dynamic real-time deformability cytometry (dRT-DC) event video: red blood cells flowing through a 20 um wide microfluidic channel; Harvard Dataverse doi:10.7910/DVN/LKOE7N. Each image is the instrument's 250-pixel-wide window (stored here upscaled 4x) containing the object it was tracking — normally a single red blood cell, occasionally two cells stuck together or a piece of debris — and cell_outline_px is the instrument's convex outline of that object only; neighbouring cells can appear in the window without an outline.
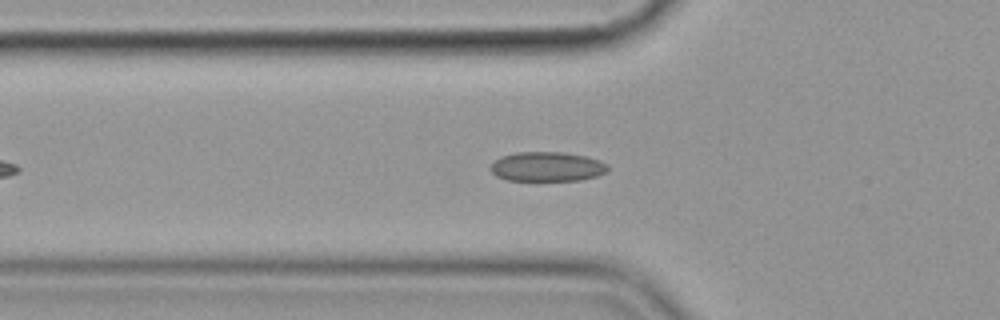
{"species": "common noctule bat (a hibernating species)", "species_latin": "Nyctalus noctula", "temperature_condition": "cold", "stored_images_in_passage": 43, "camera_frame_rate_fps": 3000, "um_per_image_px": 0.085, "animal": {"sex": "female", "body_mass_g": 19.9}, "frame": {"image": 1, "passage_image": 13, "time_ms": 4.0, "image_size_px": [1000, 320], "cell_outline_px": [[608, 168], [604, 172], [596, 176], [580, 180], [508, 180], [496, 176], [488, 168], [500, 156], [516, 152], [564, 152], [584, 156], [600, 160], [608, 164]], "centroid_in_image_um": [46.48, 14.15], "position_along_channel_um": 79.3, "area_um2": 20.11}}
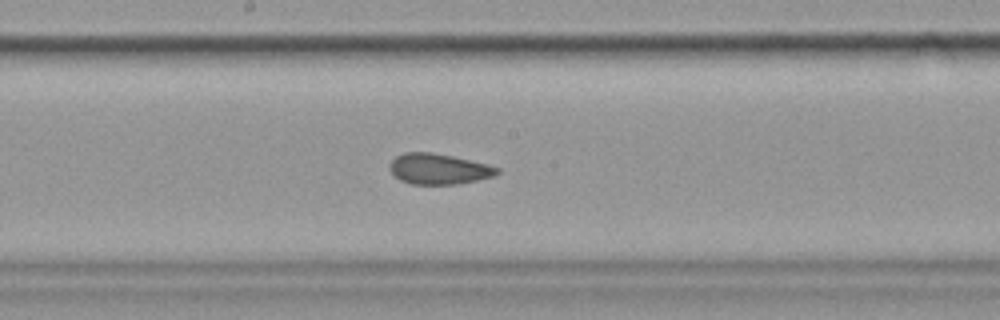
{"frame": {"image": 2, "passage_image": 24, "time_ms": 7.667, "image_size_px": [1000, 320], "cell_outline_px": [[500, 172], [496, 176], [456, 184], [412, 184], [400, 180], [392, 172], [392, 160], [396, 156], [404, 152], [432, 152], [452, 156], [488, 164], [500, 168]], "centroid_in_image_um": [37.34, 14.36], "position_along_channel_um": 210.9, "area_um2": 19.02}}
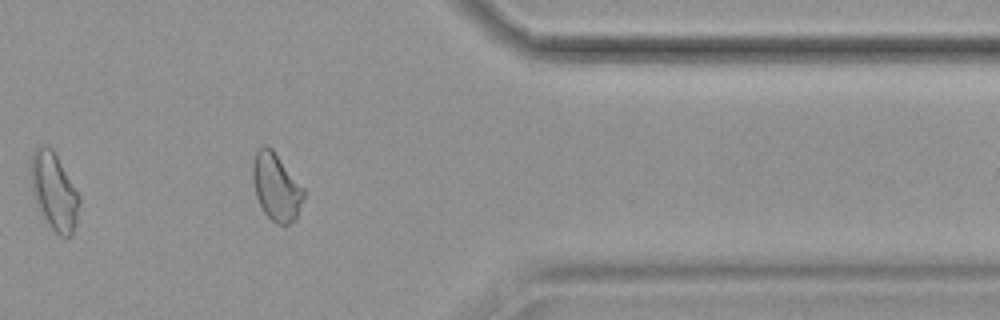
{"frame": {"image": 3, "passage_image": 40, "time_ms": 13.0, "image_size_px": [1000, 320], "cell_outline_px": [[304, 196], [296, 220], [288, 224], [276, 224], [264, 212], [256, 196], [252, 180], [252, 164], [256, 152], [264, 144], [272, 148], [304, 188]], "centroid_in_image_um": [23.48, 15.89], "position_along_channel_um": 387.9, "area_um2": 20.0}, "authors_computed_cell_mechanics": {"area_um2": 20.1722, "velocity_mm_per_s": 3.585, "shape_relaxation_time_tau1_ms": 8.689, "shape_relaxation_time_tau2_ms": 1.5967, "deformation_change_tau1": 0.1158, "deformation_change_tau2": 0.0612}}